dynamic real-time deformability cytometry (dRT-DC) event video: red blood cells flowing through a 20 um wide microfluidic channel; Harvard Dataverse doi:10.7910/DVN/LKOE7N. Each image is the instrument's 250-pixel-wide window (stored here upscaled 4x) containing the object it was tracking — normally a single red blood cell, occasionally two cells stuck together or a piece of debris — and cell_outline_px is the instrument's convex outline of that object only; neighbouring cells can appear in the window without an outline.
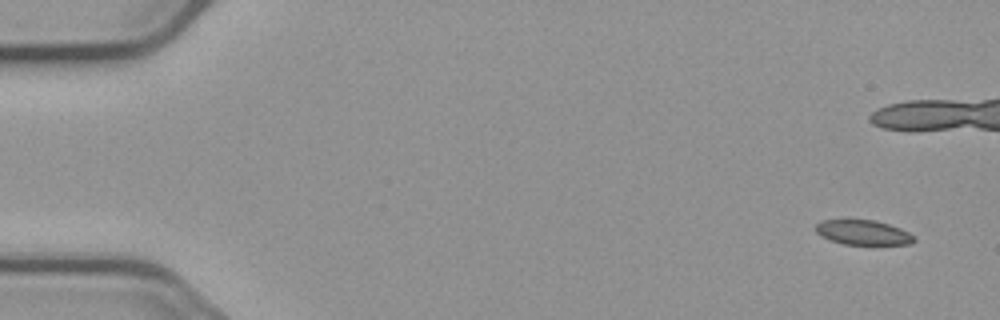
{"species": "common noctule bat (a hibernating species)", "species_latin": "Nyctalus noctula", "temperature_condition": "cold", "stored_images_in_passage": 6, "camera_frame_rate_fps": 3000, "um_per_image_px": 0.085, "animal": {"sex": "male", "body_mass_g": 23.1, "forearm_length_mm": 52.7}, "frame": {"image": 1, "passage_image": 1, "time_ms": 0.0, "image_size_px": [1000, 320], "cell_outline_px": [[916, 240], [912, 244], [844, 244], [820, 236], [816, 232], [816, 224], [820, 220], [876, 220], [900, 228], [916, 236]], "centroid_in_image_um": [73.39, 19.76], "position_along_channel_um": 11.6, "area_um2": 14.16}}